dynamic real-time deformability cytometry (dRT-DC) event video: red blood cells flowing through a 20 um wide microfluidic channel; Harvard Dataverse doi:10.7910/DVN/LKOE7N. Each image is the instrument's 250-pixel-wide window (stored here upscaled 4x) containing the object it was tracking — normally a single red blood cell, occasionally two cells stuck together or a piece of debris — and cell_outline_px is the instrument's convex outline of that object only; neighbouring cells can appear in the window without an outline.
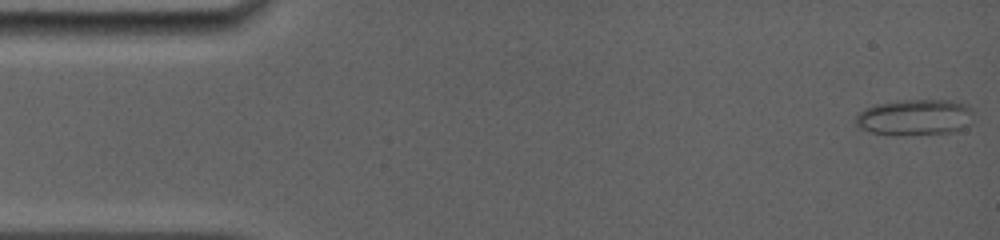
{"species": "common noctule bat (a hibernating species)", "species_latin": "Nyctalus noctula", "temperature_condition": "room temperature", "stored_images_in_passage": 7, "camera_frame_rate_fps": 5000, "um_per_image_px": 0.085, "animal": {"sex": "female", "body_mass_g": 19.0, "forearm_length_mm": 56.7}, "frame": {"image": 1, "passage_image": 1, "time_ms": 0.0, "image_size_px": [1000, 240], "cell_outline_px": [[972, 124], [952, 132], [904, 136], [900, 136], [868, 132], [856, 124], [856, 116], [864, 108], [876, 104], [896, 100], [948, 100], [968, 104], [972, 108]], "centroid_in_image_um": [77.78, 9.97], "position_along_channel_um": 7.2, "area_um2": 25.2}}